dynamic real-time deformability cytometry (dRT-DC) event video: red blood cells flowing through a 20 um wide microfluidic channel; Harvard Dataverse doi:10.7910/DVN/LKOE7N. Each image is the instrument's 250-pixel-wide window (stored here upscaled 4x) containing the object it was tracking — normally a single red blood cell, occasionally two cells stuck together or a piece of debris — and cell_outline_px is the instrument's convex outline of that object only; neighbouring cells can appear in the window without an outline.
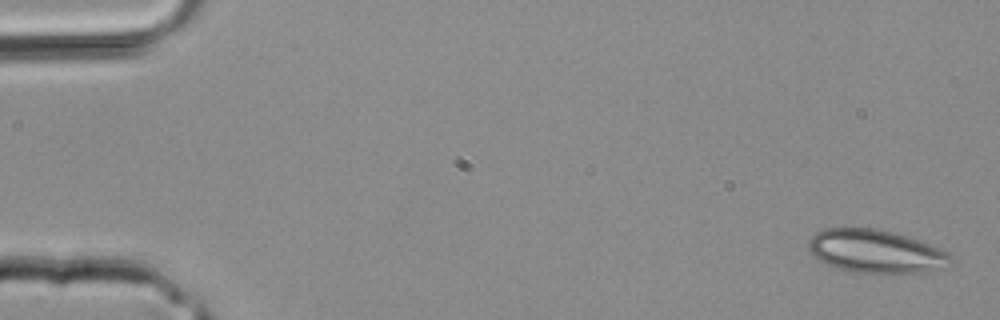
{"species": "common noctule bat (a hibernating species)", "species_latin": "Nyctalus noctula", "temperature_condition": "room temperature", "stored_images_in_passage": 3, "camera_frame_rate_fps": 3000, "um_per_image_px": 0.085, "animal": {"sex": "male", "body_mass_g": 20.4}, "frame": {"image": 1, "passage_image": 1, "time_ms": 0.0, "image_size_px": [1000, 320], "cell_outline_px": [[952, 256], [944, 268], [924, 272], [856, 272], [836, 268], [820, 260], [808, 248], [808, 240], [816, 232], [824, 228], [876, 228], [892, 232], [944, 248], [952, 252]], "centroid_in_image_um": [74.47, 21.35], "position_along_channel_um": 10.5, "area_um2": 35.55}}